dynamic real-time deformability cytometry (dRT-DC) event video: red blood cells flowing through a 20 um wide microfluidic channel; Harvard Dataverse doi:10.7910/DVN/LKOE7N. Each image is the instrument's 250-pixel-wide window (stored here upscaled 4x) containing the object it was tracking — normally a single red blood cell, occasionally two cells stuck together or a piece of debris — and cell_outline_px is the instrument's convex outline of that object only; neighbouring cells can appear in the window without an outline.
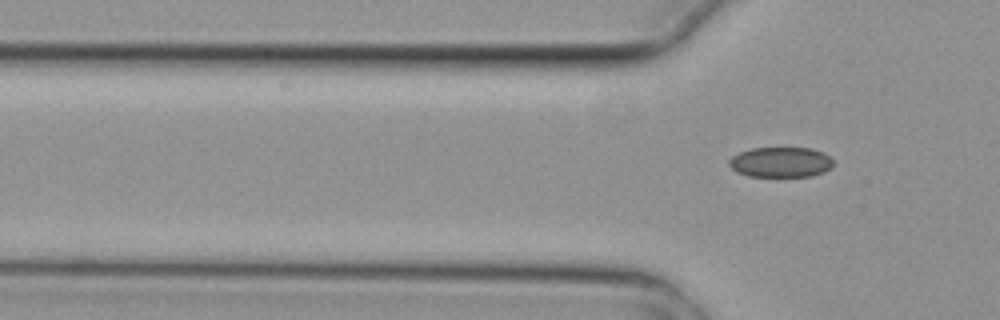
{"species": "common noctule bat (a hibernating species)", "species_latin": "Nyctalus noctula", "temperature_condition": "cold", "stored_images_in_passage": 5, "camera_frame_rate_fps": 3000, "um_per_image_px": 0.085, "animal": {"sex": "female", "body_mass_g": 29.2, "forearm_length_mm": 56.3}, "frame": {"image": 1, "passage_image": 5, "time_ms": 1.333, "image_size_px": [1000, 320], "cell_outline_px": [[832, 164], [824, 172], [812, 176], [748, 176], [736, 172], [728, 164], [728, 160], [732, 156], [740, 152], [752, 148], [812, 148], [824, 152], [832, 160]], "centroid_in_image_um": [66.33, 13.78], "position_along_channel_um": 59.5, "area_um2": 18.32}}